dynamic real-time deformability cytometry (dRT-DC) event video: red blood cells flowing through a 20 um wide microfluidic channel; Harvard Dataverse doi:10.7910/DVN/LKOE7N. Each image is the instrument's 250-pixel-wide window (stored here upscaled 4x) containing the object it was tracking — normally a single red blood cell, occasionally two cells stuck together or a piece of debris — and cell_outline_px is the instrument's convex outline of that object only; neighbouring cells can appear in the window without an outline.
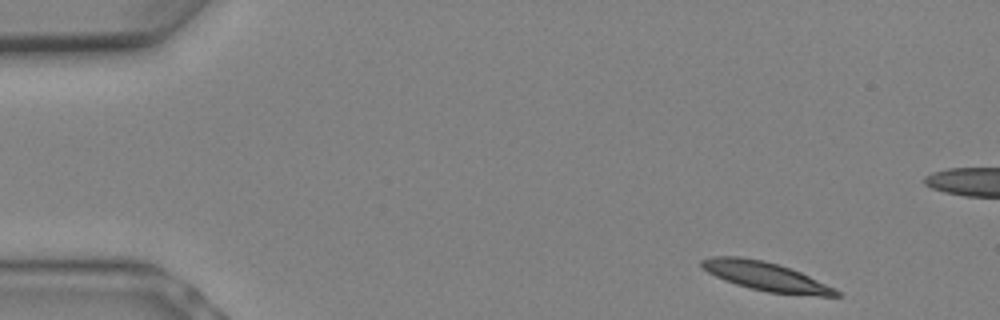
{"species": "Egyptian fruit bat (a non-hibernating species)", "species_latin": "Rousettus aegyptiacus", "temperature_condition": "warm", "stored_images_in_passage": 9, "camera_frame_rate_fps": 3000, "um_per_image_px": 0.085, "animal": {"sex": "female"}, "frame": {"image": 1, "passage_image": 1, "time_ms": 0.0, "image_size_px": [1000, 320], "cell_outline_px": [[840, 296], [816, 296], [768, 292], [736, 284], [724, 280], [708, 272], [700, 264], [700, 260], [712, 256], [740, 256], [764, 260], [800, 272], [836, 288], [840, 292]], "centroid_in_image_um": [65.1, 23.49], "position_along_channel_um": 19.9, "area_um2": 22.43}}
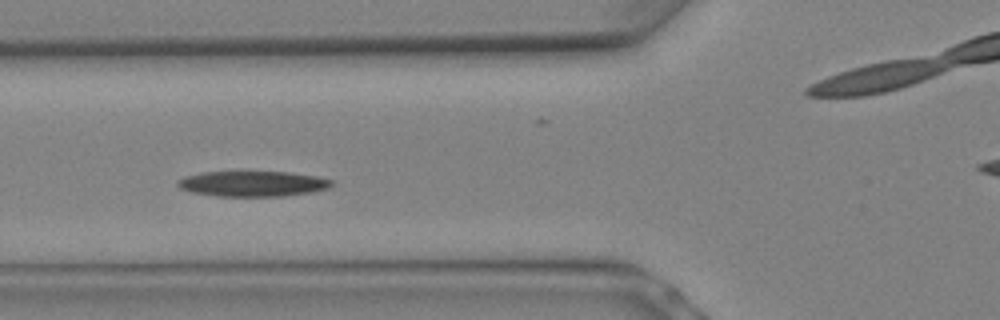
{"frame": {"image": 2, "passage_image": 7, "time_ms": 2.0, "image_size_px": [1000, 320], "cell_outline_px": [[332, 184], [328, 188], [312, 192], [284, 196], [216, 196], [192, 192], [180, 188], [176, 184], [176, 180], [184, 176], [200, 172], [240, 168], [244, 168], [288, 172], [316, 176], [332, 180]], "centroid_in_image_um": [21.39, 15.55], "position_along_channel_um": 104.4, "area_um2": 24.16}}